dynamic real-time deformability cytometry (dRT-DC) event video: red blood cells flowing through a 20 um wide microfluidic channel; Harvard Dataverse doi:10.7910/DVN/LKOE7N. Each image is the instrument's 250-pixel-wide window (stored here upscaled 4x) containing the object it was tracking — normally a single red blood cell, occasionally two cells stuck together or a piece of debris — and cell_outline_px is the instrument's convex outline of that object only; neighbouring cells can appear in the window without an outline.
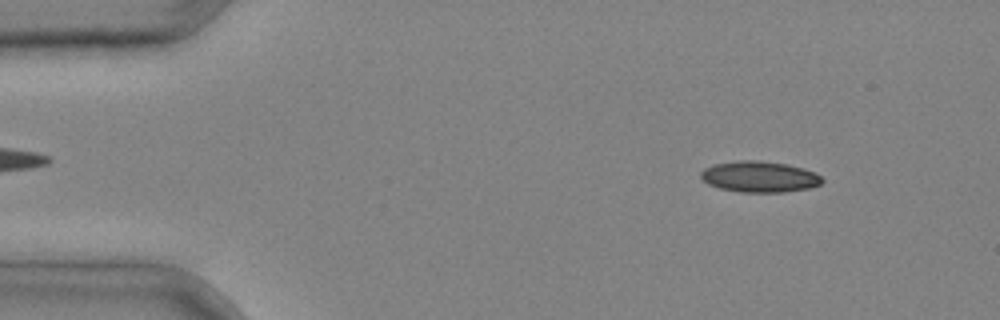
{"species": "common noctule bat (a hibernating species)", "species_latin": "Nyctalus noctula", "temperature_condition": "cold", "stored_images_in_passage": 2, "camera_frame_rate_fps": 3000, "um_per_image_px": 0.085, "animal": {"sex": "male", "body_mass_g": 20.4}, "frame": {"image": 1, "passage_image": 1, "time_ms": 0.0, "image_size_px": [1000, 320], "cell_outline_px": [[824, 180], [820, 184], [808, 188], [784, 192], [740, 192], [720, 188], [708, 184], [700, 176], [700, 172], [704, 168], [712, 164], [736, 160], [760, 160], [788, 164], [804, 168], [816, 172]], "centroid_in_image_um": [64.55, 15.0], "position_along_channel_um": 20.5, "area_um2": 22.14}}